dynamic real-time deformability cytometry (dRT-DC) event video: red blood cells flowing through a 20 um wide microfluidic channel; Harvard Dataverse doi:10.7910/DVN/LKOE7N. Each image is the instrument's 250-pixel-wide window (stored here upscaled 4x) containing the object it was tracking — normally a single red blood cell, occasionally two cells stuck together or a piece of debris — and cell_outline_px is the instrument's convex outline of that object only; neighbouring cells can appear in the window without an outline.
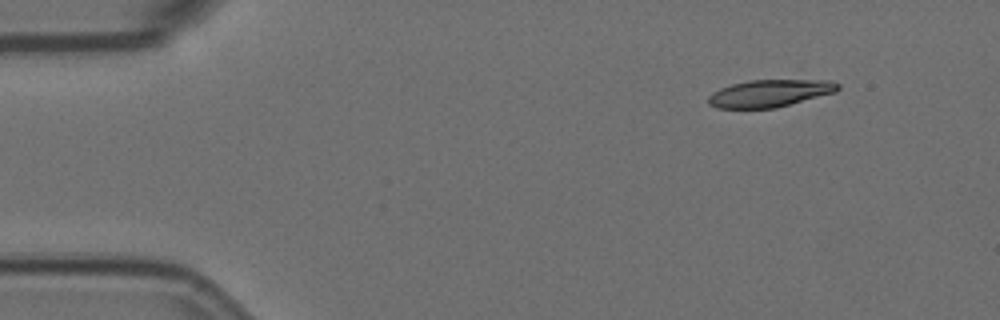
{"species": "Egyptian fruit bat (a non-hibernating species)", "species_latin": "Rousettus aegyptiacus", "temperature_condition": "room temperature", "stored_images_in_passage": 4, "camera_frame_rate_fps": 3000, "um_per_image_px": 0.085, "animal": {"sex": "female"}, "frame": {"image": 1, "passage_image": 1, "time_ms": 0.0, "image_size_px": [1000, 320], "cell_outline_px": [[840, 88], [836, 92], [776, 108], [716, 108], [708, 104], [708, 96], [712, 92], [720, 88], [732, 84], [752, 80], [828, 80], [840, 84]], "centroid_in_image_um": [65.43, 7.93], "position_along_channel_um": 19.6, "area_um2": 20.63}}
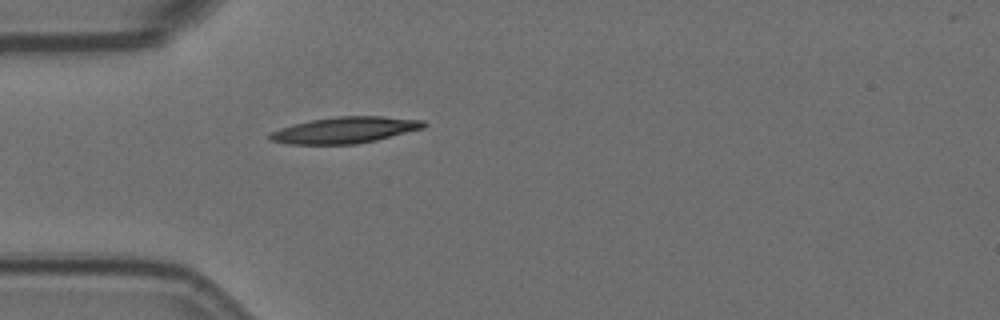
{"frame": {"image": 2, "passage_image": 4, "time_ms": 1.0, "image_size_px": [1000, 320], "cell_outline_px": [[428, 124], [424, 128], [376, 140], [356, 144], [288, 144], [272, 140], [268, 136], [268, 132], [292, 124], [308, 120], [336, 116], [384, 116], [424, 120]], "centroid_in_image_um": [29.32, 11.04], "position_along_channel_um": 55.7, "area_um2": 23.76}}